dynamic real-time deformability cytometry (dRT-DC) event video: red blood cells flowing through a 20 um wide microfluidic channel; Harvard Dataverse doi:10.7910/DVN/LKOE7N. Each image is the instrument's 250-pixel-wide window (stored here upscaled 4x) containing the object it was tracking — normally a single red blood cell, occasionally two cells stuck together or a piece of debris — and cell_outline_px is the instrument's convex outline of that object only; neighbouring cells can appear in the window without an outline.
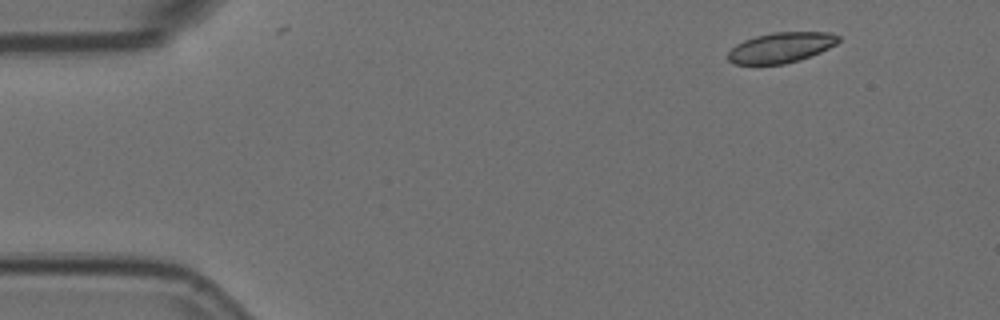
{"species": "Egyptian fruit bat (a non-hibernating species)", "species_latin": "Rousettus aegyptiacus", "temperature_condition": "room temperature", "stored_images_in_passage": 6, "segment_of_instrument_passage": [1, 2], "camera_frame_rate_fps": 3000, "um_per_image_px": 0.085, "animal": {"sex": "female"}, "frame": {"image": 1, "passage_image": 2, "time_ms": 0.333, "image_size_px": [1000, 320], "cell_outline_px": [[840, 40], [836, 44], [820, 52], [800, 60], [784, 64], [732, 64], [728, 60], [728, 52], [736, 44], [744, 40], [756, 36], [772, 32], [832, 32], [840, 36]], "centroid_in_image_um": [66.39, 4.04], "position_along_channel_um": 18.6, "area_um2": 19.59}}